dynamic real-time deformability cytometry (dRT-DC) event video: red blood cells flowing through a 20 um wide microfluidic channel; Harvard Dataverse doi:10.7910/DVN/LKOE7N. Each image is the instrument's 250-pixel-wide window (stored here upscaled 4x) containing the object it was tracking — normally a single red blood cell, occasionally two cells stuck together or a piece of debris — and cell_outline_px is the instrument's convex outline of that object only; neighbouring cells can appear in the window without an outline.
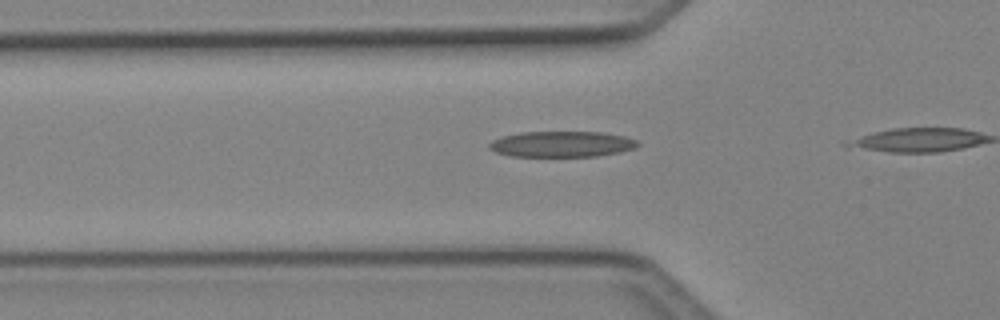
{"species": "Egyptian fruit bat (a non-hibernating species)", "species_latin": "Rousettus aegyptiacus", "temperature_condition": "cold", "stored_images_in_passage": 4, "camera_frame_rate_fps": 3000, "um_per_image_px": 0.085, "animal": {"sex": "female"}, "frame": {"image": 1, "passage_image": 3, "time_ms": 0.667, "image_size_px": [1000, 320], "cell_outline_px": [[640, 144], [632, 148], [620, 152], [596, 156], [512, 156], [496, 152], [488, 148], [488, 144], [492, 140], [504, 136], [520, 132], [600, 132], [624, 136], [636, 140]], "centroid_in_image_um": [47.72, 12.25], "position_along_channel_um": 78.1, "area_um2": 22.14}}